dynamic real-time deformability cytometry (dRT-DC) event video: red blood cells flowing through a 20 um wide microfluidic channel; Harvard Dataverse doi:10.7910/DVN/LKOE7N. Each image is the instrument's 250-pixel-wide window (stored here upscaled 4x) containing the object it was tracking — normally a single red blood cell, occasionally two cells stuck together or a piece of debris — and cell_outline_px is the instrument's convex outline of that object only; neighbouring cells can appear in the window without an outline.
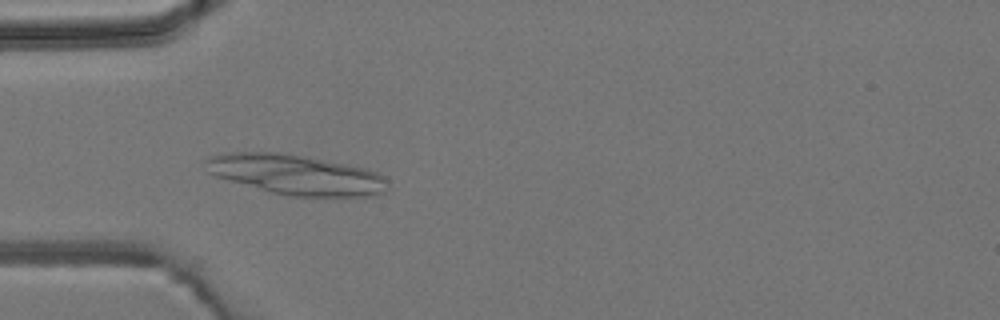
{"species": "common noctule bat (a hibernating species)", "species_latin": "Nyctalus noctula", "temperature_condition": "room temperature", "stored_images_in_passage": 7, "camera_frame_rate_fps": 3000, "um_per_image_px": 0.085, "animal": {"sex": "male", "body_mass_g": 19.2, "forearm_length_mm": 51.8}, "frame": {"image": 1, "passage_image": 5, "time_ms": 4.333, "image_size_px": [1000, 320], "cell_outline_px": [[388, 180], [384, 192], [376, 196], [288, 196], [272, 192], [216, 176], [208, 172], [204, 160], [208, 156], [232, 152], [280, 152], [304, 156], [364, 168], [376, 172], [384, 176]], "centroid_in_image_um": [25.16, 14.84], "position_along_channel_um": 59.8, "area_um2": 42.08}}
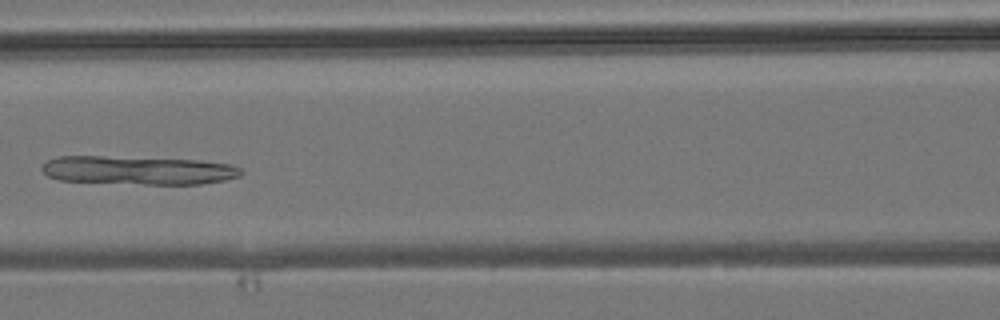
{"frame": {"image": 2, "passage_image": 7, "time_ms": 6.667, "image_size_px": [1000, 320], "cell_outline_px": [[244, 172], [240, 176], [224, 180], [200, 184], [144, 184], [56, 180], [48, 176], [40, 168], [48, 160], [60, 156], [104, 156], [200, 160], [232, 164], [240, 168]], "centroid_in_image_um": [11.76, 14.47], "position_along_channel_um": 154.8, "area_um2": 33.23}}